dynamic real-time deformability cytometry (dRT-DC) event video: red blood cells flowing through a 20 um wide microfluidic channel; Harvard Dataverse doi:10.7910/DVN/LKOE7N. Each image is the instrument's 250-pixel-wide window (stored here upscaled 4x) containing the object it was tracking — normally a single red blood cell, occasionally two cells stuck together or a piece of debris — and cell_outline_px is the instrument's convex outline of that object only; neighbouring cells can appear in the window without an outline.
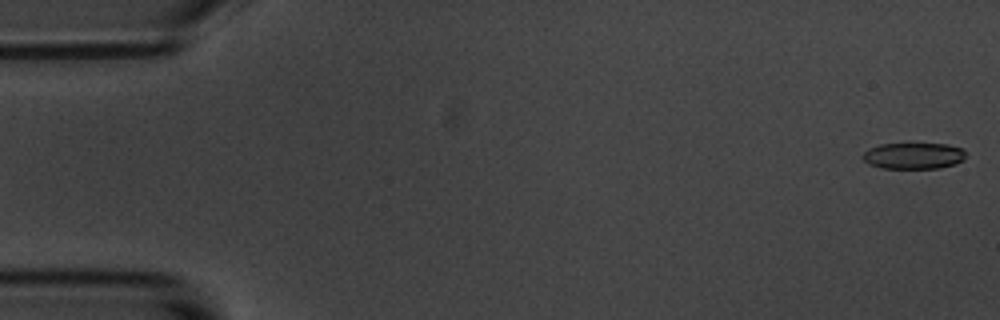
{"species": "common noctule bat (a hibernating species)", "species_latin": "Nyctalus noctula", "temperature_condition": "room temperature", "stored_images_in_passage": 57, "camera_frame_rate_fps": 3000, "um_per_image_px": 0.085, "animal": {"sex": "male", "body_mass_g": 20.1, "forearm_length_mm": 53.5}, "frame": {"image": 1, "passage_image": 1, "time_ms": 0.0, "image_size_px": [1000, 320], "cell_outline_px": [[964, 160], [956, 164], [940, 168], [880, 168], [868, 164], [864, 160], [864, 152], [868, 148], [880, 144], [948, 144], [964, 148]], "centroid_in_image_um": [77.67, 13.24], "position_along_channel_um": 7.3, "area_um2": 15.84}}
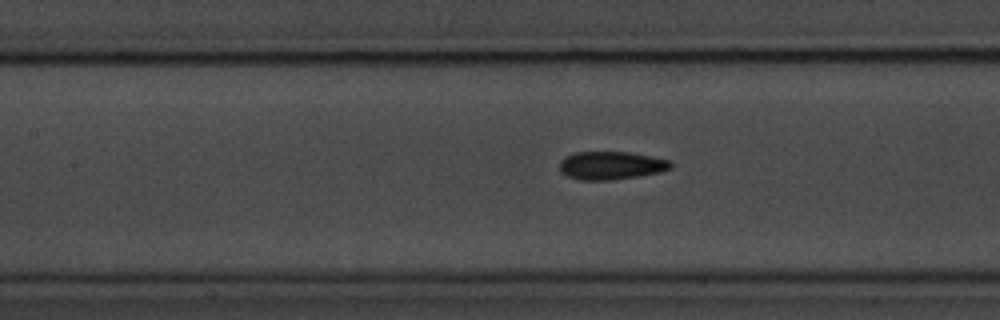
{"frame": {"image": 2, "passage_image": 25, "time_ms": 8.0, "image_size_px": [1000, 320], "cell_outline_px": [[672, 168], [660, 172], [640, 176], [612, 180], [580, 180], [568, 176], [560, 172], [560, 160], [564, 156], [576, 152], [628, 152], [668, 160], [672, 164]], "centroid_in_image_um": [51.91, 14.07], "position_along_channel_um": 155.5, "area_um2": 18.21}}
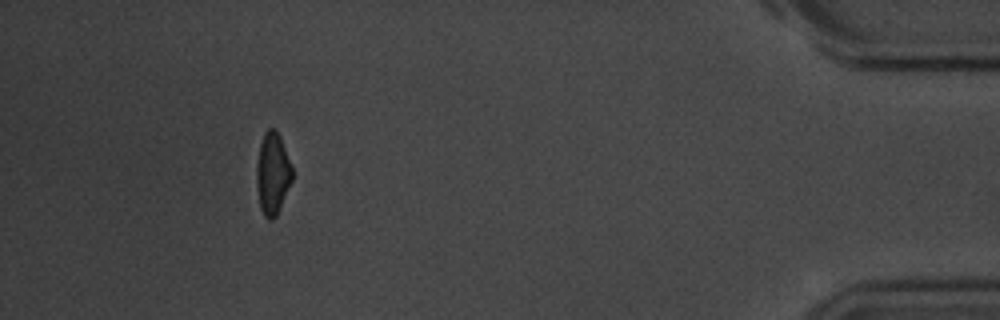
{"frame": {"image": 3, "passage_image": 52, "time_ms": 17.0, "image_size_px": [1000, 320], "cell_outline_px": [[292, 180], [276, 216], [272, 220], [268, 220], [264, 216], [260, 208], [256, 184], [256, 168], [260, 144], [264, 132], [268, 128], [276, 128], [280, 136], [292, 164]], "centroid_in_image_um": [23.17, 14.73], "position_along_channel_um": 412.0, "area_um2": 17.17}, "authors_computed_cell_mechanics": {"area_um2": 17.6868, "velocity_mm_per_s": 3.5387, "shape_relaxation_time_tau1_ms": 4.2309, "shape_relaxation_time_tau2_ms": 3.0575, "deformation_change_tau1": 0.1192, "deformation_change_tau2": 0.1102}}